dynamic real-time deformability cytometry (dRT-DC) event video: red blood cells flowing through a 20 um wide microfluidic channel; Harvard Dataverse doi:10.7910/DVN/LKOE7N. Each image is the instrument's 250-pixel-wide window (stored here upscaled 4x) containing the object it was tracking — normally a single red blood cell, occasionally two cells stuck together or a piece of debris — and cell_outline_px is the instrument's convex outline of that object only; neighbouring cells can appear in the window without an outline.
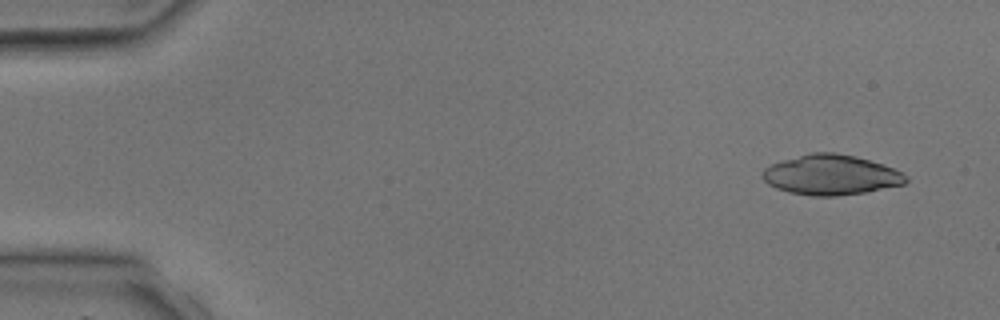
{"species": "common noctule bat (a hibernating species)", "species_latin": "Nyctalus noctula", "temperature_condition": "room temperature", "stored_images_in_passage": 3, "camera_frame_rate_fps": 3000, "um_per_image_px": 0.085, "animal": {"sex": "male", "body_mass_g": 17.9, "forearm_length_mm": 54.2}, "frame": {"image": 1, "passage_image": 1, "time_ms": 0.0, "image_size_px": [1000, 320], "cell_outline_px": [[908, 180], [904, 184], [868, 192], [836, 196], [812, 196], [788, 192], [776, 188], [768, 184], [760, 176], [764, 168], [772, 164], [808, 152], [836, 152], [856, 156], [884, 164], [904, 172], [908, 176]], "centroid_in_image_um": [70.66, 14.86], "position_along_channel_um": 14.3, "area_um2": 33.93}}